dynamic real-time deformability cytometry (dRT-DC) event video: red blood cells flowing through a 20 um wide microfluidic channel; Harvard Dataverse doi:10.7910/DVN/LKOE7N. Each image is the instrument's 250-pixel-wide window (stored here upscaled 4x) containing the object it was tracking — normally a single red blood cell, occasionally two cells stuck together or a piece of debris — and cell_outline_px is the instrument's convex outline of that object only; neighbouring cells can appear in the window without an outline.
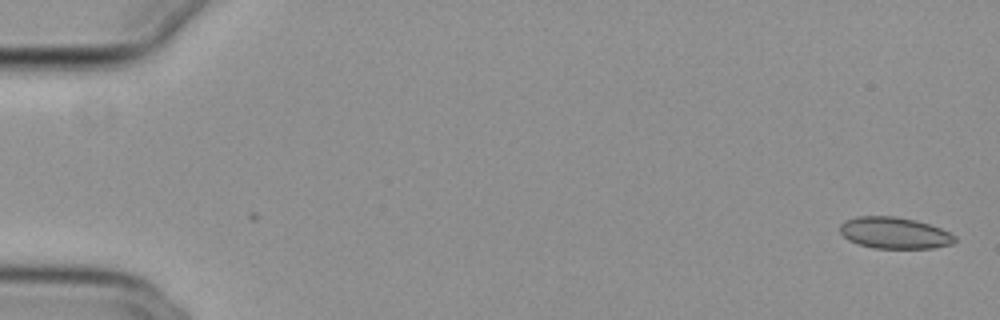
{"species": "common noctule bat (a hibernating species)", "species_latin": "Nyctalus noctula", "temperature_condition": "cold", "stored_images_in_passage": 54, "camera_frame_rate_fps": 3000, "um_per_image_px": 0.085, "animal": {"sex": "female", "body_mass_g": 29.2, "forearm_length_mm": 56.3}, "frame": {"image": 1, "passage_image": 1, "time_ms": 0.0, "image_size_px": [1000, 320], "cell_outline_px": [[956, 240], [952, 244], [932, 248], [872, 248], [848, 240], [840, 232], [840, 224], [844, 220], [856, 216], [896, 216], [916, 220], [940, 228], [956, 236]], "centroid_in_image_um": [76.01, 19.79], "position_along_channel_um": 9.0, "area_um2": 21.1}}
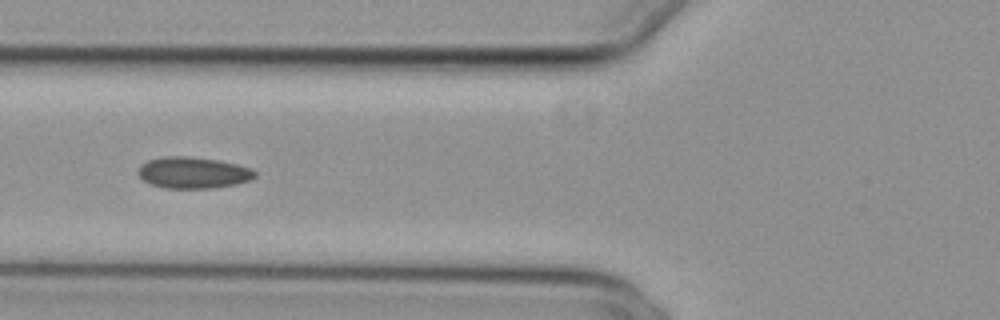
{"frame": {"image": 2, "passage_image": 21, "time_ms": 6.667, "image_size_px": [1000, 320], "cell_outline_px": [[256, 176], [252, 180], [236, 184], [212, 188], [164, 188], [152, 184], [144, 180], [136, 172], [140, 164], [148, 160], [164, 156], [188, 156], [220, 160], [252, 168], [256, 172]], "centroid_in_image_um": [16.43, 14.67], "position_along_channel_um": 109.4, "area_um2": 21.56}}
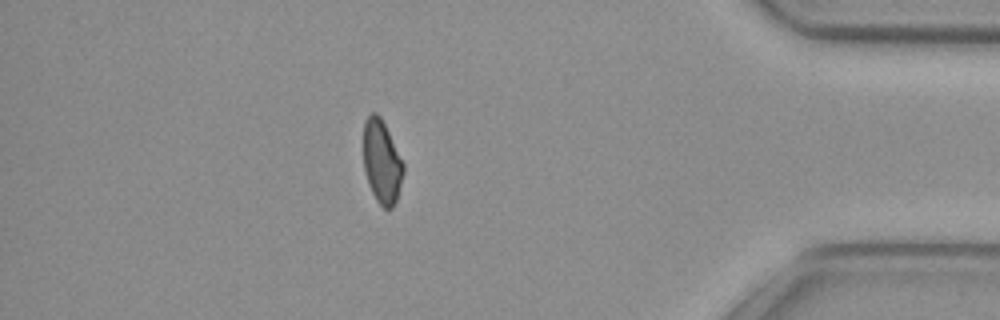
{"frame": {"image": 3, "passage_image": 47, "time_ms": 15.333, "image_size_px": [1000, 320], "cell_outline_px": [[404, 172], [396, 200], [392, 208], [384, 208], [376, 200], [368, 184], [364, 172], [364, 120], [372, 112], [376, 112], [380, 116], [404, 164]], "centroid_in_image_um": [32.44, 13.76], "position_along_channel_um": 402.8, "area_um2": 19.19}, "authors_computed_cell_mechanics": {"area_um2": 21.0681, "velocity_mm_per_s": 3.8498, "shape_relaxation_time_tau1_ms": null, "shape_relaxation_time_tau2_ms": 2.9092, "deformation_change_tau1": null, "deformation_change_tau2": 0.0765}}